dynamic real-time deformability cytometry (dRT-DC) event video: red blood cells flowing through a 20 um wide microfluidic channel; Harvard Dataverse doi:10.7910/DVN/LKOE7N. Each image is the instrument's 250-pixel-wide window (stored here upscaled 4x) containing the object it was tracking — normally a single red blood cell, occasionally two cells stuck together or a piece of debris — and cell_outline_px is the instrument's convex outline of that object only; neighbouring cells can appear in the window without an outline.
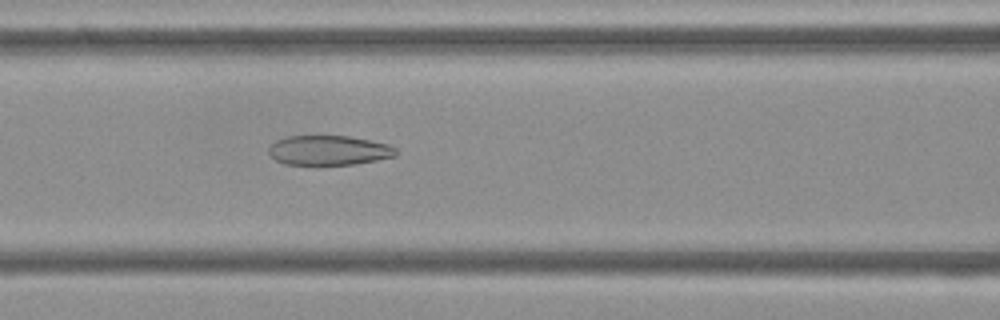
{"species": "Egyptian fruit bat (a non-hibernating species)", "species_latin": "Rousettus aegyptiacus", "temperature_condition": "cold", "stored_images_in_passage": 53, "camera_frame_rate_fps": 3000, "um_per_image_px": 0.085, "frame": {"image": 1, "passage_image": 22, "time_ms": 7.0, "image_size_px": [1000, 320], "cell_outline_px": [[400, 152], [396, 156], [356, 164], [284, 164], [276, 160], [268, 152], [268, 148], [276, 140], [288, 136], [348, 136], [388, 144], [396, 148]], "centroid_in_image_um": [27.97, 12.77], "position_along_channel_um": 138.6, "area_um2": 21.91}}
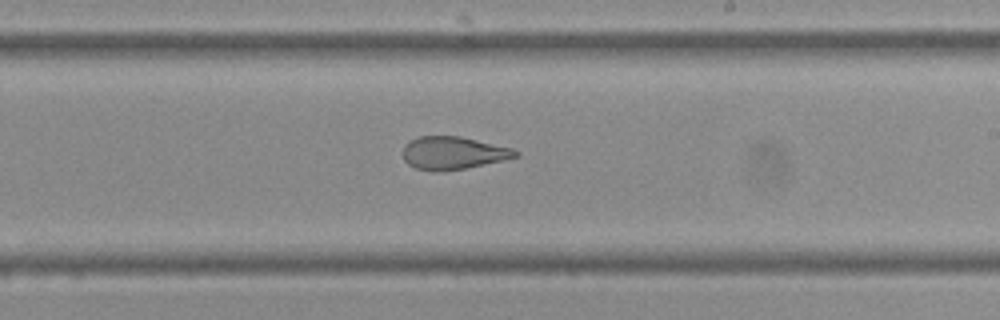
{"frame": {"image": 2, "passage_image": 31, "time_ms": 10.0, "image_size_px": [1000, 320], "cell_outline_px": [[520, 156], [504, 160], [464, 168], [440, 172], [432, 172], [416, 168], [408, 164], [404, 160], [400, 152], [404, 144], [408, 140], [416, 136], [460, 136], [512, 148], [520, 152]], "centroid_in_image_um": [38.45, 13.0], "position_along_channel_um": 250.5, "area_um2": 21.91}}
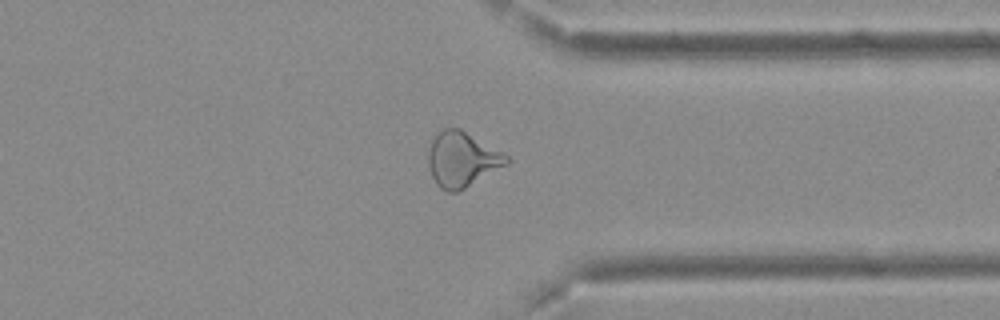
{"frame": {"image": 3, "passage_image": 41, "time_ms": 13.333, "image_size_px": [1000, 320], "cell_outline_px": [[512, 160], [508, 164], [464, 188], [456, 192], [448, 192], [440, 188], [436, 184], [432, 176], [428, 164], [428, 152], [432, 140], [436, 132], [444, 128], [460, 128], [508, 156]], "centroid_in_image_um": [39.25, 13.54], "position_along_channel_um": 372.1, "area_um2": 24.91}, "authors_computed_cell_mechanics": {"area_um2": 26.2412, "velocity_mm_per_s": 3.7299, "shape_relaxation_time_tau1_ms": null, "shape_relaxation_time_tau2_ms": 2.0355, "deformation_change_tau1": null, "deformation_change_tau2": 0.1063}}